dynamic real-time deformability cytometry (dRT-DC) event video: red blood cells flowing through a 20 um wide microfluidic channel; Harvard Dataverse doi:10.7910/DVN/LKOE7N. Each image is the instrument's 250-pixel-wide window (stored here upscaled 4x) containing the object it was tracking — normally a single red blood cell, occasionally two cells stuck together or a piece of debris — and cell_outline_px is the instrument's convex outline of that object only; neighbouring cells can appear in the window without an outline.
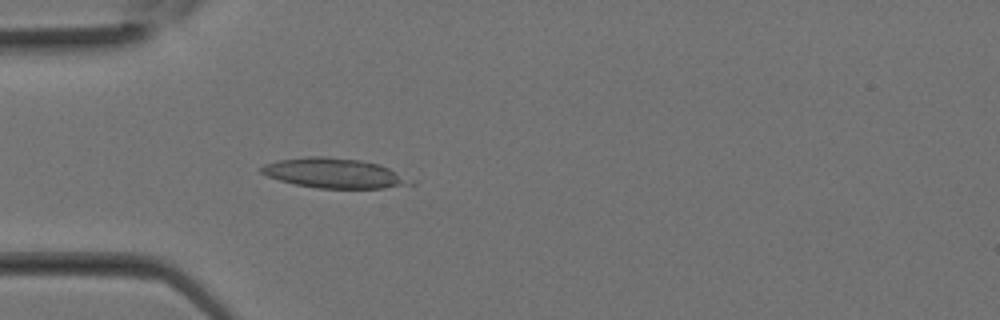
{"species": "Egyptian fruit bat (a non-hibernating species)", "species_latin": "Rousettus aegyptiacus", "temperature_condition": "room temperature", "stored_images_in_passage": 10, "camera_frame_rate_fps": 3000, "um_per_image_px": 0.085, "animal": {"sex": "female"}, "frame": {"image": 1, "passage_image": 4, "time_ms": 1.0, "image_size_px": [1000, 320], "cell_outline_px": [[416, 184], [384, 188], [316, 188], [296, 184], [280, 180], [268, 176], [260, 172], [260, 168], [264, 164], [280, 160], [308, 156], [324, 156], [360, 160], [380, 164], [388, 168]], "centroid_in_image_um": [28.37, 14.72], "position_along_channel_um": 56.6, "area_um2": 25.55}}